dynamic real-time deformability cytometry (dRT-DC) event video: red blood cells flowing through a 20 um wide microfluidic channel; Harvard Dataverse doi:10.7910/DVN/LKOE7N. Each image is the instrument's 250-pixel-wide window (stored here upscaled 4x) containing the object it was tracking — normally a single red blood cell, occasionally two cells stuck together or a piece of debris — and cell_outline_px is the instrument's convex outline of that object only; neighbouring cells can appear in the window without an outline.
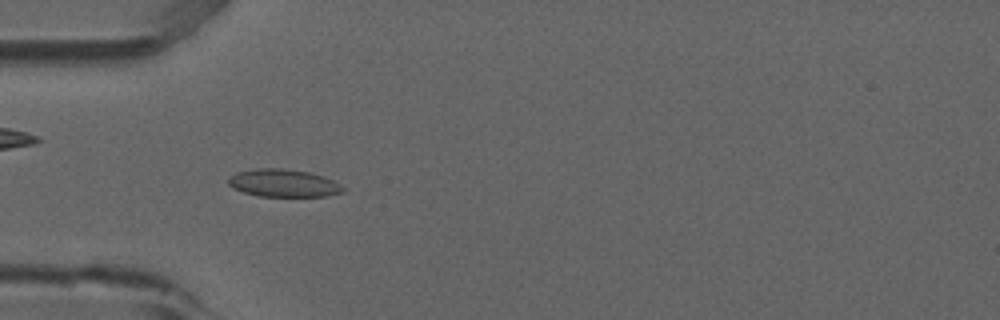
{"species": "common noctule bat (a hibernating species)", "species_latin": "Nyctalus noctula", "temperature_condition": "room temperature", "stored_images_in_passage": 4, "camera_frame_rate_fps": 3000, "um_per_image_px": 0.085, "animal": {"sex": "male", "forearm_length_mm": 52.5}, "frame": {"image": 1, "passage_image": 4, "time_ms": 1.0, "image_size_px": [1000, 320], "cell_outline_px": [[344, 192], [328, 196], [260, 196], [244, 192], [232, 188], [228, 184], [228, 180], [236, 172], [256, 168], [280, 168], [308, 172], [324, 176], [340, 184], [344, 188]], "centroid_in_image_um": [24.1, 15.56], "position_along_channel_um": 60.9, "area_um2": 18.44}}